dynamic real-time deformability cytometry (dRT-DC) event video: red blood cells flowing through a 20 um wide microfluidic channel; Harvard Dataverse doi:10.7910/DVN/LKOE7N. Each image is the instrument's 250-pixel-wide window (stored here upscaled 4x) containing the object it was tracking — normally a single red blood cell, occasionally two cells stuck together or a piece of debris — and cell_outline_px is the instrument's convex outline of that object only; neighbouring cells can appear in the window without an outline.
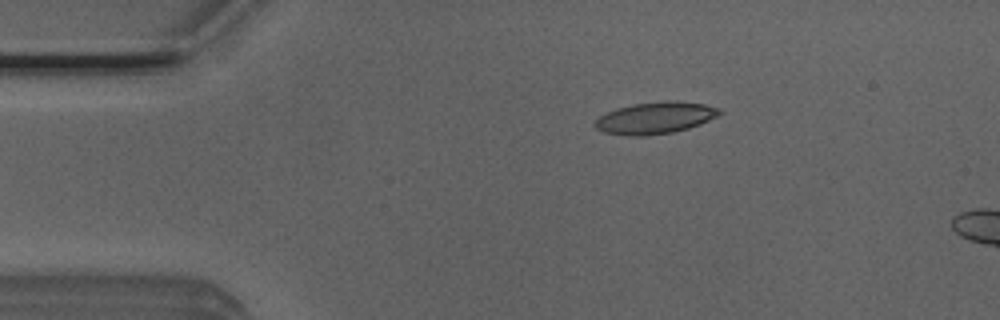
{"species": "Egyptian fruit bat (a non-hibernating species)", "species_latin": "Rousettus aegyptiacus", "temperature_condition": "room temperature", "stored_images_in_passage": 4, "camera_frame_rate_fps": 3000, "um_per_image_px": 0.085, "animal": {"sex": "male"}, "frame": {"image": 1, "passage_image": 3, "time_ms": 0.667, "image_size_px": [1000, 320], "cell_outline_px": [[724, 112], [700, 124], [688, 128], [672, 132], [644, 136], [628, 136], [604, 132], [596, 128], [596, 120], [600, 116], [616, 108], [632, 104], [668, 100], [704, 104], [720, 108]], "centroid_in_image_um": [55.71, 10.02], "position_along_channel_um": 29.3, "area_um2": 22.89}}